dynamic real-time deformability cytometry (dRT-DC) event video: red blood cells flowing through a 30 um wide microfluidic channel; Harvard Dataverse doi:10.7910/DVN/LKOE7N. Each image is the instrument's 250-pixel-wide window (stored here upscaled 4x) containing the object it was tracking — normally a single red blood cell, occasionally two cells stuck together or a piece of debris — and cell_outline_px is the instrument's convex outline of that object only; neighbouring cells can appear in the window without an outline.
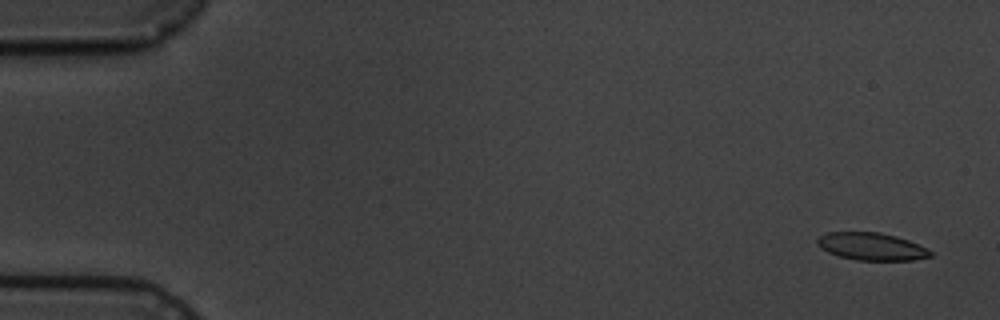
{"species": "common noctule bat (a hibernating species)", "species_latin": "Nyctalus noctula", "temperature_condition": "cold", "stored_images_in_passage": 5, "camera_frame_rate_fps": 3000, "um_per_image_px": 0.085, "animal": {"sex": "male", "body_mass_g": 19.5, "forearm_length_mm": 54.6}, "frame": {"image": 1, "passage_image": 1, "time_ms": 0.0, "image_size_px": [1000, 320], "cell_outline_px": [[932, 256], [912, 260], [856, 260], [840, 256], [828, 252], [820, 248], [816, 244], [816, 240], [820, 236], [828, 232], [880, 232], [896, 236], [908, 240], [928, 248], [932, 252]], "centroid_in_image_um": [74.08, 20.95], "position_along_channel_um": 10.9, "area_um2": 18.15}}
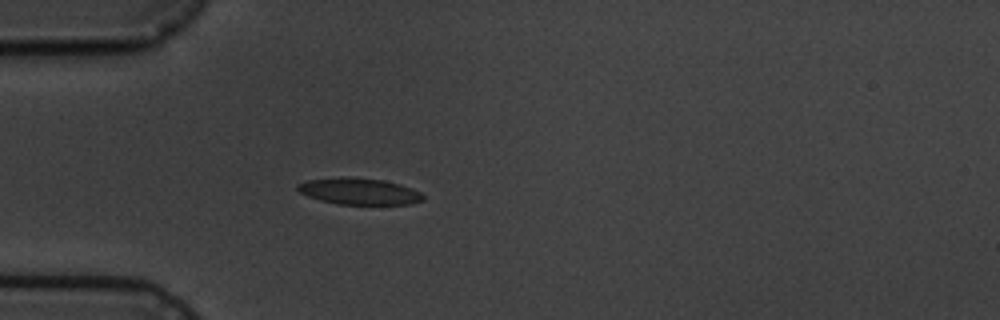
{"frame": {"image": 2, "passage_image": 5, "time_ms": 4.667, "image_size_px": [1000, 320], "cell_outline_px": [[424, 200], [412, 204], [336, 204], [320, 200], [308, 196], [300, 192], [296, 188], [296, 184], [308, 180], [340, 176], [348, 176], [384, 180], [400, 184], [412, 188], [420, 192], [424, 196]], "centroid_in_image_um": [30.52, 16.25], "position_along_channel_um": 54.5, "area_um2": 19.59}}